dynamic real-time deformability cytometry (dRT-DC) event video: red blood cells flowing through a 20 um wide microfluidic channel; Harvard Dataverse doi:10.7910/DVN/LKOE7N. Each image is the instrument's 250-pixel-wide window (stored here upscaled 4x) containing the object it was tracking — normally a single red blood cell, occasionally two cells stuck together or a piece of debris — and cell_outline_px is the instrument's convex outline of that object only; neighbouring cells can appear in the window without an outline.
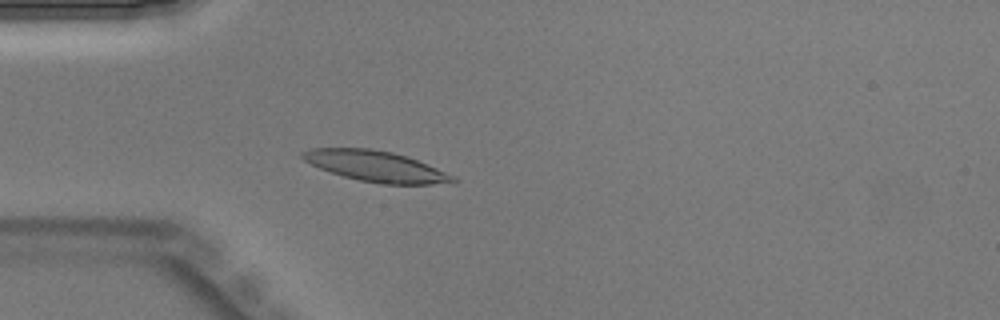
{"species": "Egyptian fruit bat (a non-hibernating species)", "species_latin": "Rousettus aegyptiacus", "temperature_condition": "warm", "stored_images_in_passage": 33, "camera_frame_rate_fps": 3000, "um_per_image_px": 0.085, "animal": {"sex": "male"}, "frame": {"image": 1, "passage_image": 1, "time_ms": 0.0, "image_size_px": [1000, 320], "cell_outline_px": [[460, 180], [452, 184], [380, 184], [360, 180], [344, 176], [320, 168], [304, 160], [300, 156], [300, 152], [308, 148], [368, 148], [392, 152], [408, 156], [456, 176]], "centroid_in_image_um": [32.01, 14.13], "position_along_channel_um": 53.0, "area_um2": 27.11}}
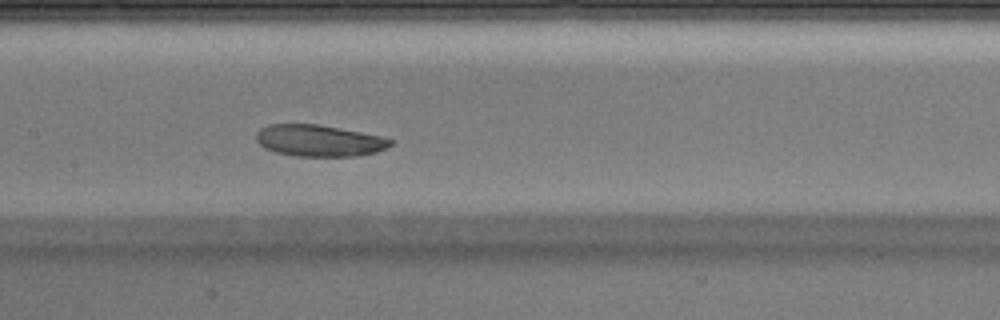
{"frame": {"image": 2, "passage_image": 10, "time_ms": 3.0, "image_size_px": [1000, 320], "cell_outline_px": [[392, 144], [388, 148], [376, 152], [356, 156], [292, 156], [276, 152], [264, 148], [256, 140], [256, 132], [260, 128], [268, 124], [320, 124], [380, 136], [392, 140]], "centroid_in_image_um": [27.09, 11.95], "position_along_channel_um": 180.3, "area_um2": 24.8}}
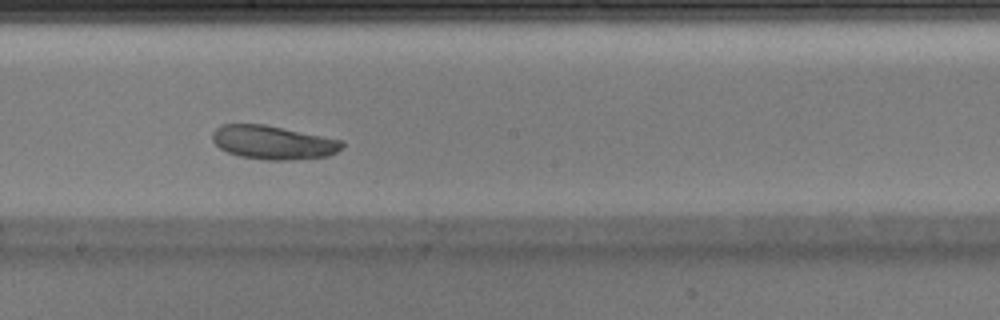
{"frame": {"image": 3, "passage_image": 13, "time_ms": 4.0, "image_size_px": [1000, 320], "cell_outline_px": [[344, 144], [336, 152], [328, 156], [292, 160], [264, 160], [240, 156], [228, 152], [220, 148], [212, 140], [212, 132], [220, 124], [264, 124], [344, 140]], "centroid_in_image_um": [23.21, 12.1], "position_along_channel_um": 225.0, "area_um2": 25.55}}